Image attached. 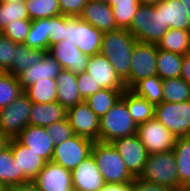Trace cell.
I'll use <instances>...</instances> for the list:
<instances>
[{
	"label": "cell",
	"mask_w": 190,
	"mask_h": 191,
	"mask_svg": "<svg viewBox=\"0 0 190 191\" xmlns=\"http://www.w3.org/2000/svg\"><path fill=\"white\" fill-rule=\"evenodd\" d=\"M180 77L190 85V54L183 55Z\"/></svg>",
	"instance_id": "48"
},
{
	"label": "cell",
	"mask_w": 190,
	"mask_h": 191,
	"mask_svg": "<svg viewBox=\"0 0 190 191\" xmlns=\"http://www.w3.org/2000/svg\"><path fill=\"white\" fill-rule=\"evenodd\" d=\"M109 5L112 8L117 28L128 30L140 6L139 0H111Z\"/></svg>",
	"instance_id": "35"
},
{
	"label": "cell",
	"mask_w": 190,
	"mask_h": 191,
	"mask_svg": "<svg viewBox=\"0 0 190 191\" xmlns=\"http://www.w3.org/2000/svg\"><path fill=\"white\" fill-rule=\"evenodd\" d=\"M91 154L105 183H132L134 177L127 170L125 162L112 143L96 141Z\"/></svg>",
	"instance_id": "3"
},
{
	"label": "cell",
	"mask_w": 190,
	"mask_h": 191,
	"mask_svg": "<svg viewBox=\"0 0 190 191\" xmlns=\"http://www.w3.org/2000/svg\"><path fill=\"white\" fill-rule=\"evenodd\" d=\"M103 32L79 17L64 16L63 40L76 45L85 55L100 53Z\"/></svg>",
	"instance_id": "6"
},
{
	"label": "cell",
	"mask_w": 190,
	"mask_h": 191,
	"mask_svg": "<svg viewBox=\"0 0 190 191\" xmlns=\"http://www.w3.org/2000/svg\"><path fill=\"white\" fill-rule=\"evenodd\" d=\"M158 49L185 55L190 51V31L169 28L157 43Z\"/></svg>",
	"instance_id": "28"
},
{
	"label": "cell",
	"mask_w": 190,
	"mask_h": 191,
	"mask_svg": "<svg viewBox=\"0 0 190 191\" xmlns=\"http://www.w3.org/2000/svg\"><path fill=\"white\" fill-rule=\"evenodd\" d=\"M95 1H99V2H102V3H110L111 0H95Z\"/></svg>",
	"instance_id": "55"
},
{
	"label": "cell",
	"mask_w": 190,
	"mask_h": 191,
	"mask_svg": "<svg viewBox=\"0 0 190 191\" xmlns=\"http://www.w3.org/2000/svg\"><path fill=\"white\" fill-rule=\"evenodd\" d=\"M88 0H59L61 15L78 17Z\"/></svg>",
	"instance_id": "44"
},
{
	"label": "cell",
	"mask_w": 190,
	"mask_h": 191,
	"mask_svg": "<svg viewBox=\"0 0 190 191\" xmlns=\"http://www.w3.org/2000/svg\"><path fill=\"white\" fill-rule=\"evenodd\" d=\"M190 188V181L183 187V191H187Z\"/></svg>",
	"instance_id": "54"
},
{
	"label": "cell",
	"mask_w": 190,
	"mask_h": 191,
	"mask_svg": "<svg viewBox=\"0 0 190 191\" xmlns=\"http://www.w3.org/2000/svg\"><path fill=\"white\" fill-rule=\"evenodd\" d=\"M66 118L75 135L99 141L100 117L85 102L68 108Z\"/></svg>",
	"instance_id": "13"
},
{
	"label": "cell",
	"mask_w": 190,
	"mask_h": 191,
	"mask_svg": "<svg viewBox=\"0 0 190 191\" xmlns=\"http://www.w3.org/2000/svg\"><path fill=\"white\" fill-rule=\"evenodd\" d=\"M16 139L34 153L39 154L46 162L51 161L55 144L45 127L28 125Z\"/></svg>",
	"instance_id": "18"
},
{
	"label": "cell",
	"mask_w": 190,
	"mask_h": 191,
	"mask_svg": "<svg viewBox=\"0 0 190 191\" xmlns=\"http://www.w3.org/2000/svg\"><path fill=\"white\" fill-rule=\"evenodd\" d=\"M154 117L176 137L190 133V100L186 102H162L154 106Z\"/></svg>",
	"instance_id": "7"
},
{
	"label": "cell",
	"mask_w": 190,
	"mask_h": 191,
	"mask_svg": "<svg viewBox=\"0 0 190 191\" xmlns=\"http://www.w3.org/2000/svg\"><path fill=\"white\" fill-rule=\"evenodd\" d=\"M132 191H175L171 187L153 184L142 180L139 177H134L132 182Z\"/></svg>",
	"instance_id": "46"
},
{
	"label": "cell",
	"mask_w": 190,
	"mask_h": 191,
	"mask_svg": "<svg viewBox=\"0 0 190 191\" xmlns=\"http://www.w3.org/2000/svg\"><path fill=\"white\" fill-rule=\"evenodd\" d=\"M9 138L0 131V151L8 146Z\"/></svg>",
	"instance_id": "50"
},
{
	"label": "cell",
	"mask_w": 190,
	"mask_h": 191,
	"mask_svg": "<svg viewBox=\"0 0 190 191\" xmlns=\"http://www.w3.org/2000/svg\"><path fill=\"white\" fill-rule=\"evenodd\" d=\"M190 100V85L181 77L163 80V102L177 103Z\"/></svg>",
	"instance_id": "36"
},
{
	"label": "cell",
	"mask_w": 190,
	"mask_h": 191,
	"mask_svg": "<svg viewBox=\"0 0 190 191\" xmlns=\"http://www.w3.org/2000/svg\"><path fill=\"white\" fill-rule=\"evenodd\" d=\"M61 71V65L47 53L40 63L32 65L17 78L22 89L25 91L37 81L48 80L49 78L56 79Z\"/></svg>",
	"instance_id": "21"
},
{
	"label": "cell",
	"mask_w": 190,
	"mask_h": 191,
	"mask_svg": "<svg viewBox=\"0 0 190 191\" xmlns=\"http://www.w3.org/2000/svg\"><path fill=\"white\" fill-rule=\"evenodd\" d=\"M6 191H40L33 181H28L6 189Z\"/></svg>",
	"instance_id": "49"
},
{
	"label": "cell",
	"mask_w": 190,
	"mask_h": 191,
	"mask_svg": "<svg viewBox=\"0 0 190 191\" xmlns=\"http://www.w3.org/2000/svg\"><path fill=\"white\" fill-rule=\"evenodd\" d=\"M86 72L102 89H126L110 61L101 52L90 56Z\"/></svg>",
	"instance_id": "15"
},
{
	"label": "cell",
	"mask_w": 190,
	"mask_h": 191,
	"mask_svg": "<svg viewBox=\"0 0 190 191\" xmlns=\"http://www.w3.org/2000/svg\"><path fill=\"white\" fill-rule=\"evenodd\" d=\"M138 41L127 29L103 32L100 52L107 57L116 74L129 89L132 51Z\"/></svg>",
	"instance_id": "1"
},
{
	"label": "cell",
	"mask_w": 190,
	"mask_h": 191,
	"mask_svg": "<svg viewBox=\"0 0 190 191\" xmlns=\"http://www.w3.org/2000/svg\"><path fill=\"white\" fill-rule=\"evenodd\" d=\"M64 15L50 18L49 47L63 40Z\"/></svg>",
	"instance_id": "45"
},
{
	"label": "cell",
	"mask_w": 190,
	"mask_h": 191,
	"mask_svg": "<svg viewBox=\"0 0 190 191\" xmlns=\"http://www.w3.org/2000/svg\"><path fill=\"white\" fill-rule=\"evenodd\" d=\"M180 184L184 187L190 181V137H178L173 148Z\"/></svg>",
	"instance_id": "29"
},
{
	"label": "cell",
	"mask_w": 190,
	"mask_h": 191,
	"mask_svg": "<svg viewBox=\"0 0 190 191\" xmlns=\"http://www.w3.org/2000/svg\"><path fill=\"white\" fill-rule=\"evenodd\" d=\"M50 37V18L32 20L24 44L34 50H48Z\"/></svg>",
	"instance_id": "30"
},
{
	"label": "cell",
	"mask_w": 190,
	"mask_h": 191,
	"mask_svg": "<svg viewBox=\"0 0 190 191\" xmlns=\"http://www.w3.org/2000/svg\"><path fill=\"white\" fill-rule=\"evenodd\" d=\"M32 102L22 93L9 106L0 109V131L9 139L16 138L28 126Z\"/></svg>",
	"instance_id": "9"
},
{
	"label": "cell",
	"mask_w": 190,
	"mask_h": 191,
	"mask_svg": "<svg viewBox=\"0 0 190 191\" xmlns=\"http://www.w3.org/2000/svg\"><path fill=\"white\" fill-rule=\"evenodd\" d=\"M121 97L126 101L129 114L137 125L154 117V105L145 98L136 95L130 89H125Z\"/></svg>",
	"instance_id": "27"
},
{
	"label": "cell",
	"mask_w": 190,
	"mask_h": 191,
	"mask_svg": "<svg viewBox=\"0 0 190 191\" xmlns=\"http://www.w3.org/2000/svg\"><path fill=\"white\" fill-rule=\"evenodd\" d=\"M78 17L102 32L118 29L112 8L108 3L88 0Z\"/></svg>",
	"instance_id": "20"
},
{
	"label": "cell",
	"mask_w": 190,
	"mask_h": 191,
	"mask_svg": "<svg viewBox=\"0 0 190 191\" xmlns=\"http://www.w3.org/2000/svg\"><path fill=\"white\" fill-rule=\"evenodd\" d=\"M45 128L54 144H59L75 135L67 118L62 121L50 124Z\"/></svg>",
	"instance_id": "42"
},
{
	"label": "cell",
	"mask_w": 190,
	"mask_h": 191,
	"mask_svg": "<svg viewBox=\"0 0 190 191\" xmlns=\"http://www.w3.org/2000/svg\"><path fill=\"white\" fill-rule=\"evenodd\" d=\"M32 20L22 19L9 23L1 32L13 42L24 43L31 28Z\"/></svg>",
	"instance_id": "40"
},
{
	"label": "cell",
	"mask_w": 190,
	"mask_h": 191,
	"mask_svg": "<svg viewBox=\"0 0 190 191\" xmlns=\"http://www.w3.org/2000/svg\"><path fill=\"white\" fill-rule=\"evenodd\" d=\"M28 181L22 172H18L11 148L5 147L0 151V184L8 189Z\"/></svg>",
	"instance_id": "25"
},
{
	"label": "cell",
	"mask_w": 190,
	"mask_h": 191,
	"mask_svg": "<svg viewBox=\"0 0 190 191\" xmlns=\"http://www.w3.org/2000/svg\"><path fill=\"white\" fill-rule=\"evenodd\" d=\"M139 178L153 184L171 187L175 191H183L173 150L148 154L144 170Z\"/></svg>",
	"instance_id": "5"
},
{
	"label": "cell",
	"mask_w": 190,
	"mask_h": 191,
	"mask_svg": "<svg viewBox=\"0 0 190 191\" xmlns=\"http://www.w3.org/2000/svg\"><path fill=\"white\" fill-rule=\"evenodd\" d=\"M56 79L37 81L29 86L24 93L32 103L46 104L57 101Z\"/></svg>",
	"instance_id": "33"
},
{
	"label": "cell",
	"mask_w": 190,
	"mask_h": 191,
	"mask_svg": "<svg viewBox=\"0 0 190 191\" xmlns=\"http://www.w3.org/2000/svg\"><path fill=\"white\" fill-rule=\"evenodd\" d=\"M162 6L140 5L128 31L138 42L156 44L169 29L162 18Z\"/></svg>",
	"instance_id": "2"
},
{
	"label": "cell",
	"mask_w": 190,
	"mask_h": 191,
	"mask_svg": "<svg viewBox=\"0 0 190 191\" xmlns=\"http://www.w3.org/2000/svg\"><path fill=\"white\" fill-rule=\"evenodd\" d=\"M99 141L112 143L114 140L131 136L137 132V124L129 114L126 101L120 99L110 110L100 117Z\"/></svg>",
	"instance_id": "4"
},
{
	"label": "cell",
	"mask_w": 190,
	"mask_h": 191,
	"mask_svg": "<svg viewBox=\"0 0 190 191\" xmlns=\"http://www.w3.org/2000/svg\"><path fill=\"white\" fill-rule=\"evenodd\" d=\"M78 91L81 98L85 101L90 95L97 93L102 88L85 71L77 74Z\"/></svg>",
	"instance_id": "43"
},
{
	"label": "cell",
	"mask_w": 190,
	"mask_h": 191,
	"mask_svg": "<svg viewBox=\"0 0 190 191\" xmlns=\"http://www.w3.org/2000/svg\"><path fill=\"white\" fill-rule=\"evenodd\" d=\"M47 53L48 50H34L24 43H17L14 48V61L8 73L18 77L32 65L40 63Z\"/></svg>",
	"instance_id": "26"
},
{
	"label": "cell",
	"mask_w": 190,
	"mask_h": 191,
	"mask_svg": "<svg viewBox=\"0 0 190 191\" xmlns=\"http://www.w3.org/2000/svg\"><path fill=\"white\" fill-rule=\"evenodd\" d=\"M163 0H139L140 5L154 6Z\"/></svg>",
	"instance_id": "51"
},
{
	"label": "cell",
	"mask_w": 190,
	"mask_h": 191,
	"mask_svg": "<svg viewBox=\"0 0 190 191\" xmlns=\"http://www.w3.org/2000/svg\"><path fill=\"white\" fill-rule=\"evenodd\" d=\"M123 161L127 170L133 177H139L145 167L148 152L141 143L137 134L122 137L112 142Z\"/></svg>",
	"instance_id": "12"
},
{
	"label": "cell",
	"mask_w": 190,
	"mask_h": 191,
	"mask_svg": "<svg viewBox=\"0 0 190 191\" xmlns=\"http://www.w3.org/2000/svg\"><path fill=\"white\" fill-rule=\"evenodd\" d=\"M0 191H6V189L0 184Z\"/></svg>",
	"instance_id": "56"
},
{
	"label": "cell",
	"mask_w": 190,
	"mask_h": 191,
	"mask_svg": "<svg viewBox=\"0 0 190 191\" xmlns=\"http://www.w3.org/2000/svg\"><path fill=\"white\" fill-rule=\"evenodd\" d=\"M25 0H0V3H10V2H13V3H17V2H24Z\"/></svg>",
	"instance_id": "53"
},
{
	"label": "cell",
	"mask_w": 190,
	"mask_h": 191,
	"mask_svg": "<svg viewBox=\"0 0 190 191\" xmlns=\"http://www.w3.org/2000/svg\"><path fill=\"white\" fill-rule=\"evenodd\" d=\"M124 90L101 89L90 95L84 102L98 116L105 115L110 108L120 99Z\"/></svg>",
	"instance_id": "31"
},
{
	"label": "cell",
	"mask_w": 190,
	"mask_h": 191,
	"mask_svg": "<svg viewBox=\"0 0 190 191\" xmlns=\"http://www.w3.org/2000/svg\"><path fill=\"white\" fill-rule=\"evenodd\" d=\"M48 54L61 65L62 69L76 74L86 71L90 58L83 54L75 44L64 42V40L50 46Z\"/></svg>",
	"instance_id": "17"
},
{
	"label": "cell",
	"mask_w": 190,
	"mask_h": 191,
	"mask_svg": "<svg viewBox=\"0 0 190 191\" xmlns=\"http://www.w3.org/2000/svg\"><path fill=\"white\" fill-rule=\"evenodd\" d=\"M158 47L156 44L137 42L132 51L129 89L137 82L157 75Z\"/></svg>",
	"instance_id": "11"
},
{
	"label": "cell",
	"mask_w": 190,
	"mask_h": 191,
	"mask_svg": "<svg viewBox=\"0 0 190 191\" xmlns=\"http://www.w3.org/2000/svg\"><path fill=\"white\" fill-rule=\"evenodd\" d=\"M33 182L40 191H76L72 186L71 170L46 162Z\"/></svg>",
	"instance_id": "14"
},
{
	"label": "cell",
	"mask_w": 190,
	"mask_h": 191,
	"mask_svg": "<svg viewBox=\"0 0 190 191\" xmlns=\"http://www.w3.org/2000/svg\"><path fill=\"white\" fill-rule=\"evenodd\" d=\"M136 134L148 154L173 150L178 138L155 117L137 125Z\"/></svg>",
	"instance_id": "8"
},
{
	"label": "cell",
	"mask_w": 190,
	"mask_h": 191,
	"mask_svg": "<svg viewBox=\"0 0 190 191\" xmlns=\"http://www.w3.org/2000/svg\"><path fill=\"white\" fill-rule=\"evenodd\" d=\"M29 19L25 2L0 3V31L11 22Z\"/></svg>",
	"instance_id": "39"
},
{
	"label": "cell",
	"mask_w": 190,
	"mask_h": 191,
	"mask_svg": "<svg viewBox=\"0 0 190 191\" xmlns=\"http://www.w3.org/2000/svg\"><path fill=\"white\" fill-rule=\"evenodd\" d=\"M180 1L183 3L185 10L188 14V17L190 18V0H180Z\"/></svg>",
	"instance_id": "52"
},
{
	"label": "cell",
	"mask_w": 190,
	"mask_h": 191,
	"mask_svg": "<svg viewBox=\"0 0 190 191\" xmlns=\"http://www.w3.org/2000/svg\"><path fill=\"white\" fill-rule=\"evenodd\" d=\"M24 2L30 20L61 15L59 0H25Z\"/></svg>",
	"instance_id": "37"
},
{
	"label": "cell",
	"mask_w": 190,
	"mask_h": 191,
	"mask_svg": "<svg viewBox=\"0 0 190 191\" xmlns=\"http://www.w3.org/2000/svg\"><path fill=\"white\" fill-rule=\"evenodd\" d=\"M24 90L18 78L8 72L0 74V109L9 106Z\"/></svg>",
	"instance_id": "38"
},
{
	"label": "cell",
	"mask_w": 190,
	"mask_h": 191,
	"mask_svg": "<svg viewBox=\"0 0 190 191\" xmlns=\"http://www.w3.org/2000/svg\"><path fill=\"white\" fill-rule=\"evenodd\" d=\"M67 109L57 101L46 104L32 103L29 113V125L47 127L66 119Z\"/></svg>",
	"instance_id": "22"
},
{
	"label": "cell",
	"mask_w": 190,
	"mask_h": 191,
	"mask_svg": "<svg viewBox=\"0 0 190 191\" xmlns=\"http://www.w3.org/2000/svg\"><path fill=\"white\" fill-rule=\"evenodd\" d=\"M162 18L168 28L190 31V18L180 0H163Z\"/></svg>",
	"instance_id": "24"
},
{
	"label": "cell",
	"mask_w": 190,
	"mask_h": 191,
	"mask_svg": "<svg viewBox=\"0 0 190 191\" xmlns=\"http://www.w3.org/2000/svg\"><path fill=\"white\" fill-rule=\"evenodd\" d=\"M16 44V42L0 33V69L2 72H9L11 70Z\"/></svg>",
	"instance_id": "41"
},
{
	"label": "cell",
	"mask_w": 190,
	"mask_h": 191,
	"mask_svg": "<svg viewBox=\"0 0 190 191\" xmlns=\"http://www.w3.org/2000/svg\"><path fill=\"white\" fill-rule=\"evenodd\" d=\"M71 177L76 191H99L106 184L92 154L71 170Z\"/></svg>",
	"instance_id": "16"
},
{
	"label": "cell",
	"mask_w": 190,
	"mask_h": 191,
	"mask_svg": "<svg viewBox=\"0 0 190 191\" xmlns=\"http://www.w3.org/2000/svg\"><path fill=\"white\" fill-rule=\"evenodd\" d=\"M8 146L12 150L13 159L16 160L18 172H22L29 181H33L46 161L39 154L21 144L16 138L10 139Z\"/></svg>",
	"instance_id": "19"
},
{
	"label": "cell",
	"mask_w": 190,
	"mask_h": 191,
	"mask_svg": "<svg viewBox=\"0 0 190 191\" xmlns=\"http://www.w3.org/2000/svg\"><path fill=\"white\" fill-rule=\"evenodd\" d=\"M57 102L66 109L84 102L78 91L77 74L62 69L56 78Z\"/></svg>",
	"instance_id": "23"
},
{
	"label": "cell",
	"mask_w": 190,
	"mask_h": 191,
	"mask_svg": "<svg viewBox=\"0 0 190 191\" xmlns=\"http://www.w3.org/2000/svg\"><path fill=\"white\" fill-rule=\"evenodd\" d=\"M130 90L154 106L163 102V80L157 75L137 82Z\"/></svg>",
	"instance_id": "34"
},
{
	"label": "cell",
	"mask_w": 190,
	"mask_h": 191,
	"mask_svg": "<svg viewBox=\"0 0 190 191\" xmlns=\"http://www.w3.org/2000/svg\"><path fill=\"white\" fill-rule=\"evenodd\" d=\"M183 55L158 49L157 76L162 80L180 77Z\"/></svg>",
	"instance_id": "32"
},
{
	"label": "cell",
	"mask_w": 190,
	"mask_h": 191,
	"mask_svg": "<svg viewBox=\"0 0 190 191\" xmlns=\"http://www.w3.org/2000/svg\"><path fill=\"white\" fill-rule=\"evenodd\" d=\"M99 191H132V183H106Z\"/></svg>",
	"instance_id": "47"
},
{
	"label": "cell",
	"mask_w": 190,
	"mask_h": 191,
	"mask_svg": "<svg viewBox=\"0 0 190 191\" xmlns=\"http://www.w3.org/2000/svg\"><path fill=\"white\" fill-rule=\"evenodd\" d=\"M93 143L92 140L74 135L59 144H55L51 162L68 170H73L91 154Z\"/></svg>",
	"instance_id": "10"
}]
</instances>
